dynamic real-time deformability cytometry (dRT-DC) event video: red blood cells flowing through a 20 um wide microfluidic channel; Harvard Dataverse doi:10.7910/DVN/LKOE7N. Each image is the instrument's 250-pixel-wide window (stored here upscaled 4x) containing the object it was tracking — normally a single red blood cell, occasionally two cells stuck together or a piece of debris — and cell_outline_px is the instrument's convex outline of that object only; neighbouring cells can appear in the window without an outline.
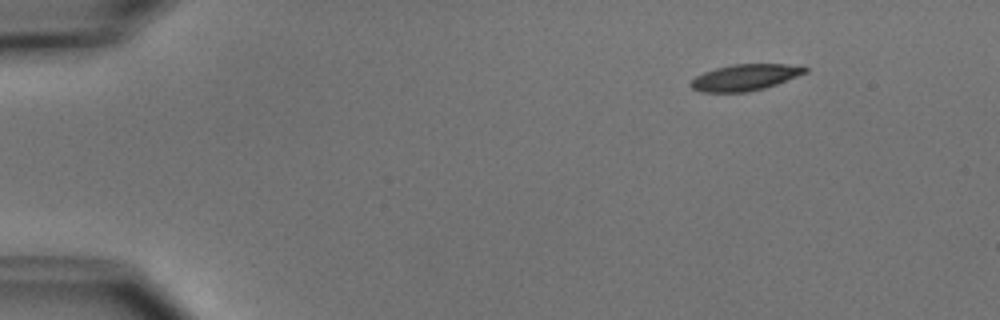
{"species": "common noctule bat (a hibernating species)", "species_latin": "Nyctalus noctula", "temperature_condition": "cold", "stored_images_in_passage": 47, "camera_frame_rate_fps": 3000, "um_per_image_px": 0.085, "animal": {"sex": "male", "body_mass_g": 15.6}, "frame": {"image": 1, "passage_image": 1, "time_ms": 0.0, "image_size_px": [1000, 320], "cell_outline_px": [[808, 72], [776, 84], [764, 88], [748, 92], [700, 92], [692, 88], [688, 84], [696, 76], [704, 72], [716, 68], [732, 64], [804, 64], [808, 68]], "centroid_in_image_um": [63.36, 6.57], "position_along_channel_um": 21.6, "area_um2": 17.69}}
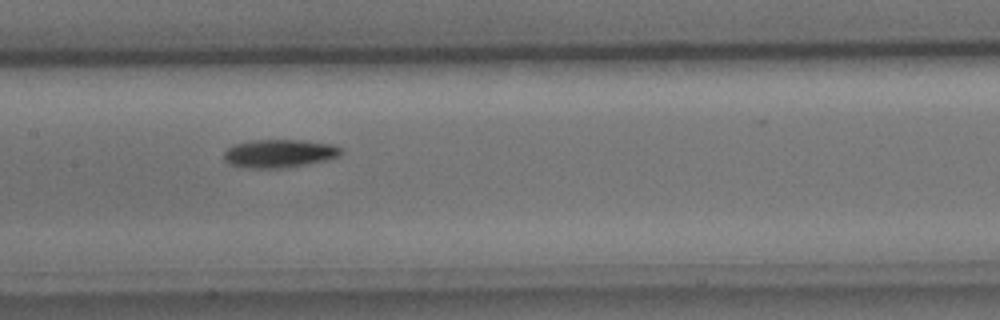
{"frame": {"image": 2, "passage_image": 21, "time_ms": 6.667, "image_size_px": [1000, 320], "cell_outline_px": [[344, 152], [340, 156], [328, 160], [288, 168], [240, 168], [228, 164], [224, 160], [224, 152], [232, 144], [252, 140], [300, 140], [332, 144], [344, 148]], "centroid_in_image_um": [23.75, 13.06], "position_along_channel_um": 183.6, "area_um2": 19.77}}
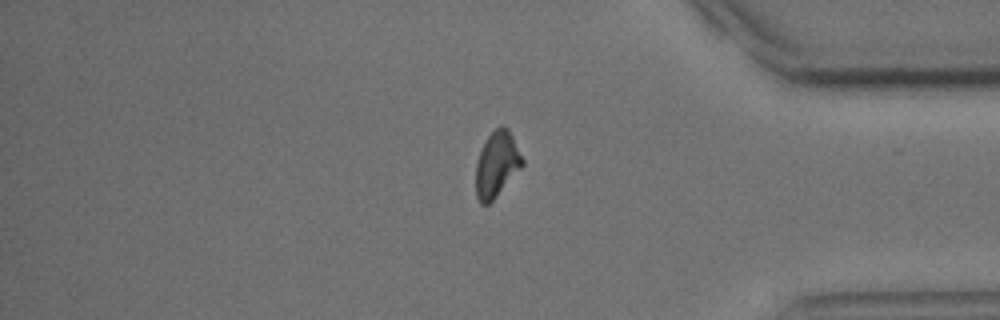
{"frame": {"image": 3, "passage_image": 39, "time_ms": 12.667, "image_size_px": [1000, 320], "cell_outline_px": [[524, 164], [496, 196], [488, 204], [480, 204], [476, 196], [476, 160], [488, 136], [496, 128], [504, 124], [508, 128], [524, 160]], "centroid_in_image_um": [42.22, 13.96], "position_along_channel_um": 393.0, "area_um2": 17.51}, "authors_computed_cell_mechanics": {"area_um2": 18.207, "velocity_mm_per_s": 3.8023, "shape_relaxation_time_tau1_ms": 3.4656, "shape_relaxation_time_tau2_ms": null, "deformation_change_tau1": 0.137, "deformation_change_tau2": null}}